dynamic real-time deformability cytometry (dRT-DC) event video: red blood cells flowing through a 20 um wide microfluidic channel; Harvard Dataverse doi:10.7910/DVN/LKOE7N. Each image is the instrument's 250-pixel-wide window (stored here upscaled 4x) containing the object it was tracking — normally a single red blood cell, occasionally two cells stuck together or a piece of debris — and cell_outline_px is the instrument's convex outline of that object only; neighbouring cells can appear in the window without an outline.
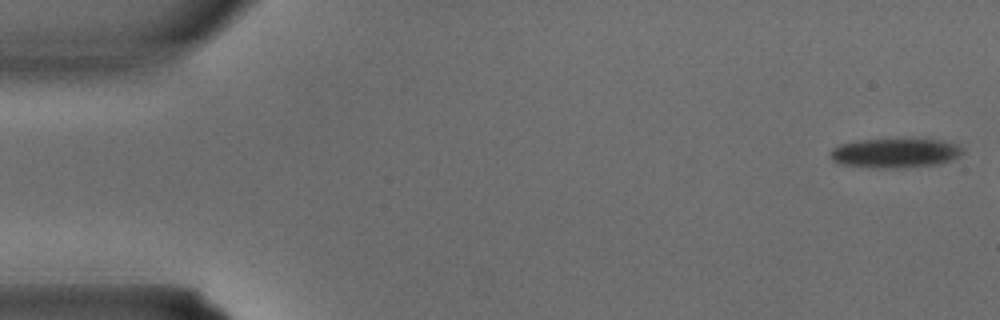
{"species": "common noctule bat (a hibernating species)", "species_latin": "Nyctalus noctula", "temperature_condition": "warm", "stored_images_in_passage": 5, "camera_frame_rate_fps": 3000, "um_per_image_px": 0.085, "animal": {"sex": "male", "body_mass_g": 15.6}, "frame": {"image": 1, "passage_image": 1, "time_ms": 0.0, "image_size_px": [1000, 320], "cell_outline_px": [[964, 152], [940, 164], [896, 168], [880, 168], [840, 164], [832, 160], [832, 148], [840, 144], [860, 140], [940, 140], [956, 144]], "centroid_in_image_um": [76.05, 13.02], "position_along_channel_um": 8.9, "area_um2": 22.08}}